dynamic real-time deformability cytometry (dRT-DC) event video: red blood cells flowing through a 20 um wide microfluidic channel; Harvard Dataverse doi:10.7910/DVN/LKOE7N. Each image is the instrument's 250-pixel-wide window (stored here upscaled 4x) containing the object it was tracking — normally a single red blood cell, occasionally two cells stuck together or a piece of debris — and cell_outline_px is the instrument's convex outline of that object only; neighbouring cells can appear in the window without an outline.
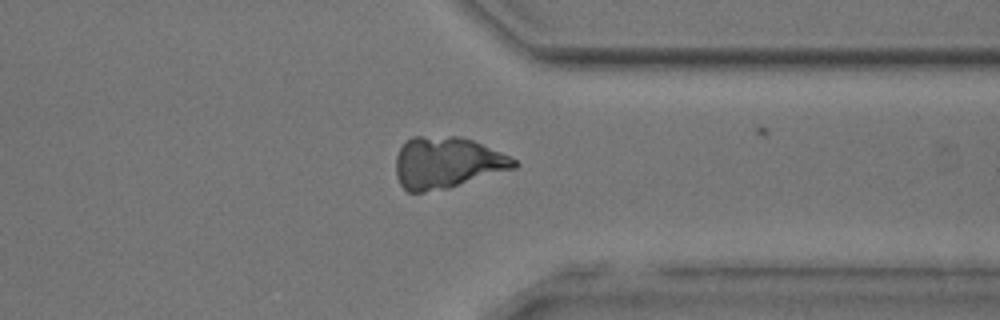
{"species": "common noctule bat (a hibernating species)", "species_latin": "Nyctalus noctula", "temperature_condition": "room temperature", "stored_images_in_passage": 43, "camera_frame_rate_fps": 3000, "um_per_image_px": 0.085, "animal": {"sex": "male", "body_mass_g": 17.9, "forearm_length_mm": 54.2}, "frame": {"image": 1, "passage_image": 42, "time_ms": 13.667, "image_size_px": [1000, 320], "cell_outline_px": [[520, 164], [516, 168], [448, 188], [424, 192], [408, 192], [400, 184], [396, 176], [396, 156], [404, 140], [412, 136], [460, 136], [472, 140], [508, 156], [516, 160]], "centroid_in_image_um": [37.95, 13.82], "position_along_channel_um": 373.4, "area_um2": 35.49}}